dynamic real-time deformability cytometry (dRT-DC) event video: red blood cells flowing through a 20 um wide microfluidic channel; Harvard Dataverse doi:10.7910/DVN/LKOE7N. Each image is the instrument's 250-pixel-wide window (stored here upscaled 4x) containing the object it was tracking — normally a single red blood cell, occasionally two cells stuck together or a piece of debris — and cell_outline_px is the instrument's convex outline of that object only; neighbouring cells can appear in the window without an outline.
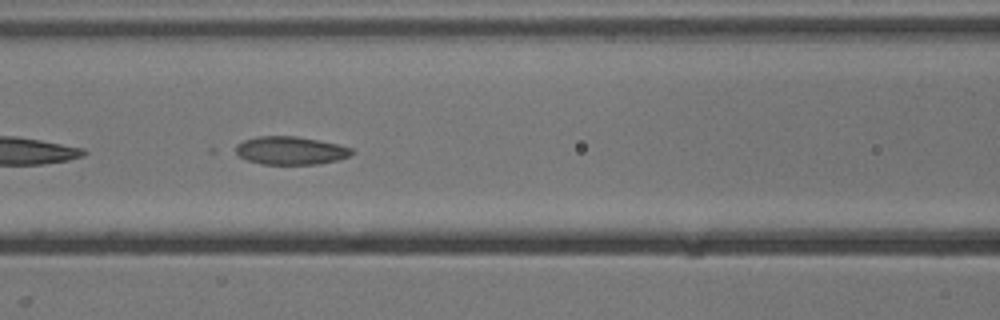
{"species": "common noctule bat (a hibernating species)", "species_latin": "Nyctalus noctula", "temperature_condition": "cold", "stored_images_in_passage": 17, "camera_frame_rate_fps": 3000, "um_per_image_px": 0.085, "animal": {"sex": "male", "body_mass_g": 13.3}, "frame": {"image": 1, "passage_image": 9, "time_ms": 2.667, "image_size_px": [1000, 320], "cell_outline_px": [[356, 152], [340, 160], [316, 164], [260, 164], [248, 160], [232, 152], [236, 144], [244, 140], [256, 136], [296, 136], [336, 144], [352, 148]], "centroid_in_image_um": [24.66, 12.8], "position_along_channel_um": 141.9, "area_um2": 19.13}}